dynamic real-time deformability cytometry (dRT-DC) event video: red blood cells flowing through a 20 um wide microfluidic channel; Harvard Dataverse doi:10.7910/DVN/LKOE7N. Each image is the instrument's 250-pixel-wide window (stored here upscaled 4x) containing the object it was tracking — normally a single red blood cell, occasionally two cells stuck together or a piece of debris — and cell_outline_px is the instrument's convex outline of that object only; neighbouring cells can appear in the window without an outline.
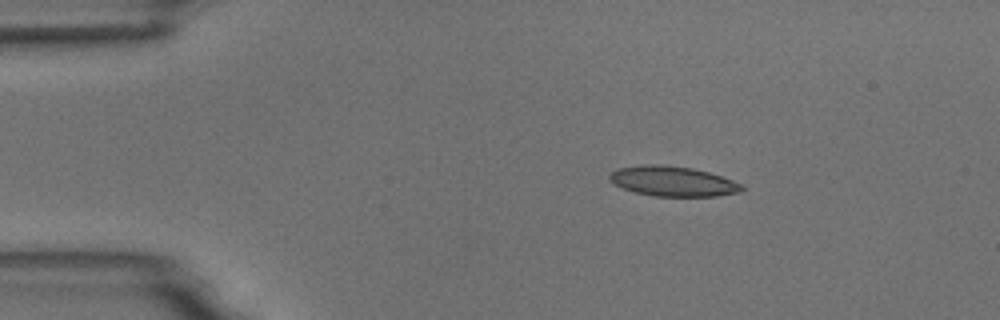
{"species": "common noctule bat (a hibernating species)", "species_latin": "Nyctalus noctula", "temperature_condition": "room temperature", "stored_images_in_passage": 4, "camera_frame_rate_fps": 3000, "um_per_image_px": 0.085, "animal": {"sex": "male", "body_mass_g": 18.8}, "frame": {"image": 1, "passage_image": 2, "time_ms": 2.0, "image_size_px": [1000, 320], "cell_outline_px": [[744, 188], [740, 192], [716, 196], [656, 196], [636, 192], [624, 188], [608, 180], [608, 176], [612, 172], [620, 168], [644, 164], [656, 164], [692, 168], [708, 172], [744, 184]], "centroid_in_image_um": [57.21, 15.41], "position_along_channel_um": 27.8, "area_um2": 22.89}}
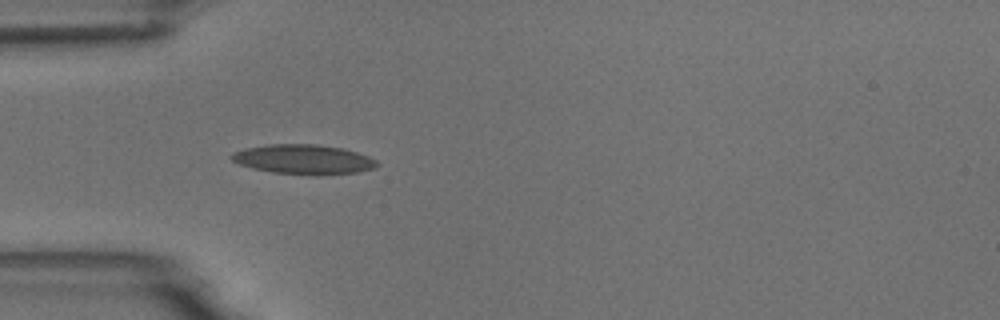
{"frame": {"image": 2, "passage_image": 4, "time_ms": 4.333, "image_size_px": [1000, 320], "cell_outline_px": [[380, 164], [376, 168], [356, 172], [316, 176], [272, 172], [252, 168], [240, 164], [232, 160], [228, 156], [232, 152], [244, 148], [268, 144], [316, 144], [340, 148], [356, 152], [368, 156], [376, 160]], "centroid_in_image_um": [25.78, 13.55], "position_along_channel_um": 59.2, "area_um2": 25.32}}